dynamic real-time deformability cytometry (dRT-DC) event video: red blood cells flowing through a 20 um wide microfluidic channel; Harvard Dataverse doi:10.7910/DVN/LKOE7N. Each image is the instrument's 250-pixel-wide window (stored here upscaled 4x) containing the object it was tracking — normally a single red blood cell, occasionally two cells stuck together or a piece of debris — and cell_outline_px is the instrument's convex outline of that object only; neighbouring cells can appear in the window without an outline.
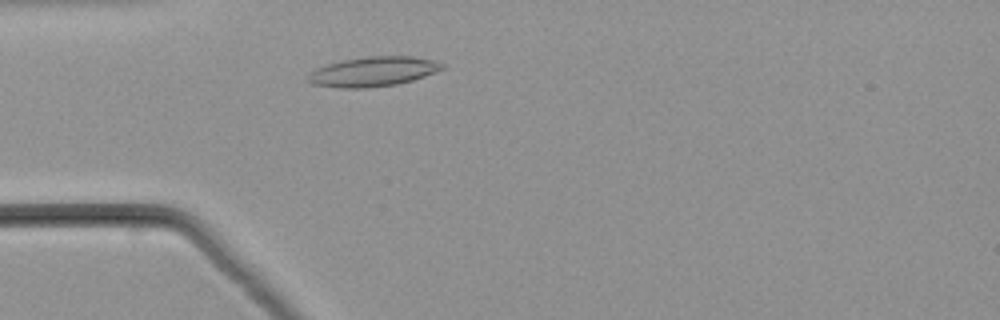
{"species": "common noctule bat (a hibernating species)", "species_latin": "Nyctalus noctula", "temperature_condition": "warm", "stored_images_in_passage": 44, "camera_frame_rate_fps": 3000, "um_per_image_px": 0.085, "animal": {"sex": "male", "body_mass_g": 21.5, "forearm_length_mm": 52.0}, "frame": {"image": 1, "passage_image": 8, "time_ms": 2.333, "image_size_px": [1000, 320], "cell_outline_px": [[444, 68], [424, 76], [412, 80], [396, 84], [364, 88], [340, 88], [312, 84], [308, 80], [308, 76], [316, 68], [328, 64], [344, 60], [368, 56], [412, 56], [432, 60], [444, 64]], "centroid_in_image_um": [31.71, 6.08], "position_along_channel_um": 53.3, "area_um2": 22.89}}
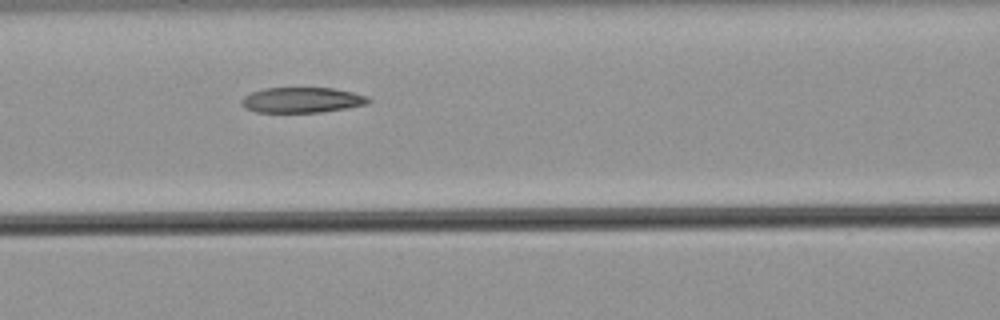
{"frame": {"image": 2, "passage_image": 15, "time_ms": 4.667, "image_size_px": [1000, 320], "cell_outline_px": [[372, 100], [368, 104], [320, 112], [256, 112], [244, 108], [240, 100], [244, 96], [252, 92], [264, 88], [332, 88], [352, 92], [368, 96]], "centroid_in_image_um": [25.66, 8.5], "position_along_channel_um": 140.9, "area_um2": 18.73}}
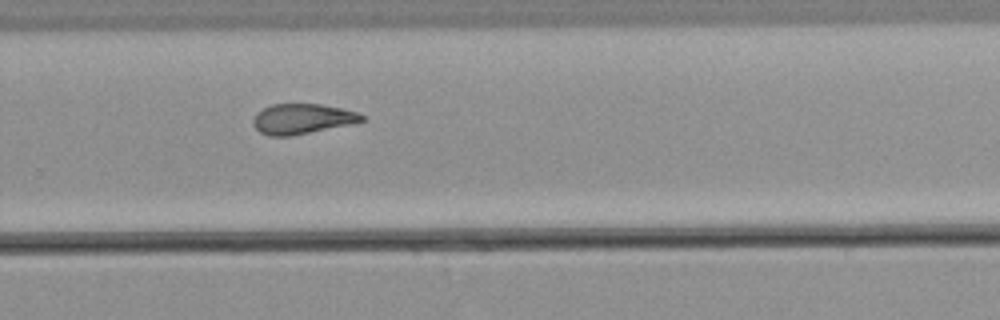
{"frame": {"image": 3, "passage_image": 27, "time_ms": 8.667, "image_size_px": [1000, 320], "cell_outline_px": [[368, 120], [352, 124], [288, 136], [268, 136], [260, 132], [252, 124], [252, 120], [256, 112], [272, 104], [320, 104], [360, 112], [368, 116]], "centroid_in_image_um": [25.73, 10.1], "position_along_channel_um": 304.1, "area_um2": 19.31}}